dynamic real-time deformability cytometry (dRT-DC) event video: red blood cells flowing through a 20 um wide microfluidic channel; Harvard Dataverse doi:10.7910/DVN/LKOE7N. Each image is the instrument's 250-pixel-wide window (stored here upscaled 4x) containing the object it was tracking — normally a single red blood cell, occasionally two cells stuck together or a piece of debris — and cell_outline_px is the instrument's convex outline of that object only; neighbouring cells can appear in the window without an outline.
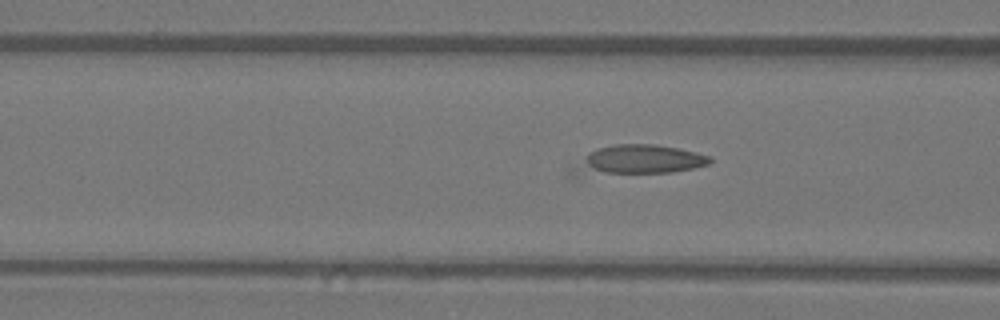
{"species": "Egyptian fruit bat (a non-hibernating species)", "species_latin": "Rousettus aegyptiacus", "temperature_condition": "warm", "stored_images_in_passage": 15, "camera_frame_rate_fps": 3000, "um_per_image_px": 0.085, "animal": {"sex": "female"}, "frame": {"image": 1, "passage_image": 8, "time_ms": 2.333, "image_size_px": [1000, 320], "cell_outline_px": [[712, 160], [708, 164], [692, 168], [672, 172], [576, 180], [572, 180], [568, 176], [568, 168], [588, 152], [596, 148], [616, 144], [656, 144], [696, 152], [712, 156]], "centroid_in_image_um": [53.94, 13.7], "position_along_channel_um": 112.7, "area_um2": 25.78}}
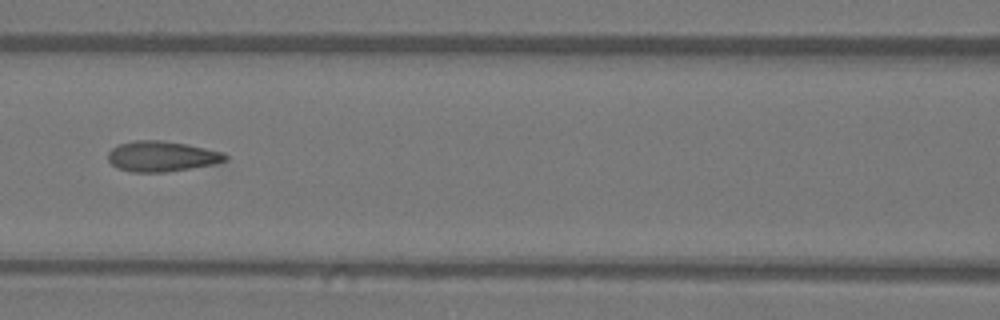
{"frame": {"image": 2, "passage_image": 11, "time_ms": 3.333, "image_size_px": [1000, 320], "cell_outline_px": [[228, 160], [220, 164], [164, 172], [132, 172], [116, 168], [108, 160], [108, 152], [112, 148], [120, 144], [136, 140], [160, 140], [188, 144], [224, 152], [228, 156]], "centroid_in_image_um": [13.81, 13.29], "position_along_channel_um": 152.8, "area_um2": 21.1}}
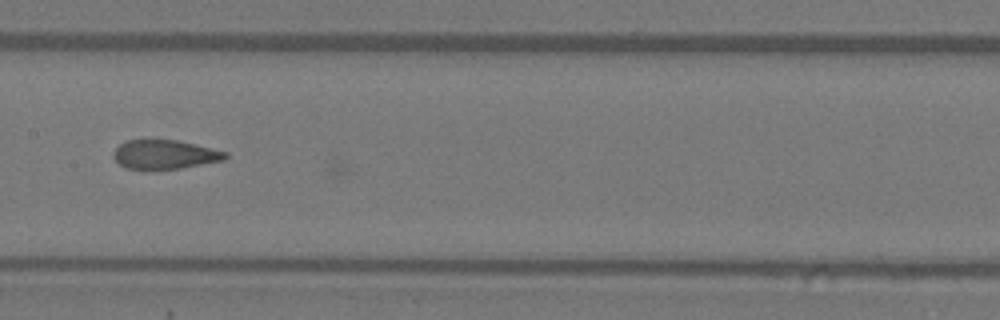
{"frame": {"image": 3, "passage_image": 14, "time_ms": 4.333, "image_size_px": [1000, 320], "cell_outline_px": [[228, 156], [224, 160], [180, 168], [128, 168], [120, 164], [112, 156], [112, 152], [120, 144], [128, 140], [176, 140], [212, 148], [228, 152]], "centroid_in_image_um": [14.02, 13.11], "position_along_channel_um": 193.4, "area_um2": 18.55}}